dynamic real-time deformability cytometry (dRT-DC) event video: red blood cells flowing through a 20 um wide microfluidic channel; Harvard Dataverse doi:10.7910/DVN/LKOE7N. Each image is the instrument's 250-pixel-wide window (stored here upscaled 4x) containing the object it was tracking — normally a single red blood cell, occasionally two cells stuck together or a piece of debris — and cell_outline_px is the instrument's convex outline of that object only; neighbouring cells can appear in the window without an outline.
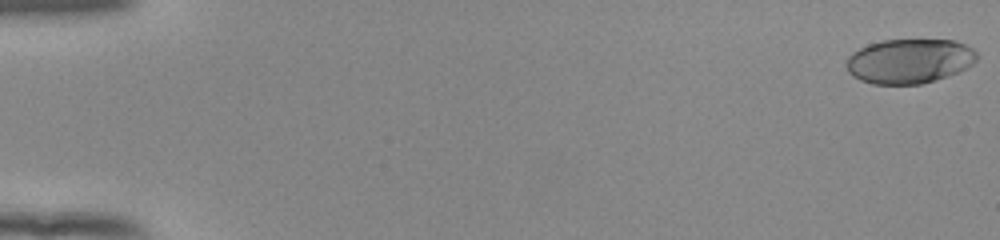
{"species": "human", "species_latin": "Homo sapiens", "temperature_condition": "room temperature", "stored_images_in_passage": 54, "camera_frame_rate_fps": 3000, "um_per_image_px": 0.085, "donor": {"sex": "female"}, "frame": {"image": 1, "passage_image": 1, "time_ms": 0.0, "image_size_px": [1000, 240], "cell_outline_px": [[976, 60], [972, 64], [948, 76], [920, 84], [872, 84], [860, 80], [852, 76], [848, 72], [848, 56], [852, 52], [868, 44], [880, 40], [952, 40], [964, 44], [972, 48], [976, 52]], "centroid_in_image_um": [77.27, 5.19], "position_along_channel_um": 7.7, "area_um2": 33.7}}
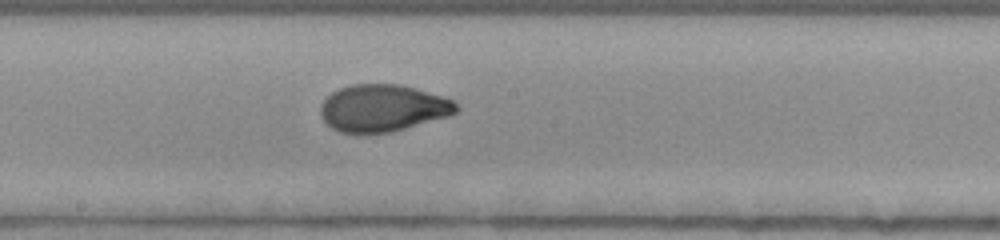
{"frame": {"image": 2, "passage_image": 31, "time_ms": 10.0, "image_size_px": [1000, 240], "cell_outline_px": [[460, 108], [456, 112], [448, 116], [392, 132], [356, 136], [340, 132], [332, 128], [320, 116], [320, 104], [332, 92], [340, 88], [352, 84], [400, 84], [416, 88], [452, 100]], "centroid_in_image_um": [32.49, 9.22], "position_along_channel_um": 215.7, "area_um2": 37.69}}
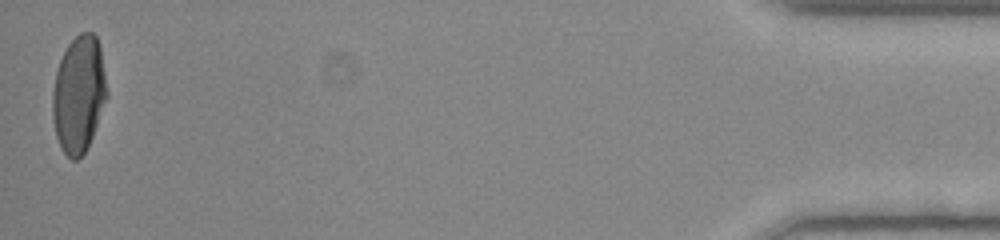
{"frame": {"image": 3, "passage_image": 54, "time_ms": 17.667, "image_size_px": [1000, 240], "cell_outline_px": [[108, 96], [92, 136], [84, 152], [76, 160], [72, 160], [60, 148], [56, 136], [52, 116], [52, 92], [56, 72], [60, 60], [68, 44], [80, 32], [92, 32], [96, 36], [100, 44], [108, 92]], "centroid_in_image_um": [6.7, 7.99], "position_along_channel_um": 428.5, "area_um2": 37.05}, "authors_computed_cell_mechanics": {"area_um2": 36.6741, "velocity_mm_per_s": 3.8848, "shape_relaxation_time_tau1_ms": 6.2691, "shape_relaxation_time_tau2_ms": null, "deformation_change_tau1": 0.2253, "deformation_change_tau2": null}}